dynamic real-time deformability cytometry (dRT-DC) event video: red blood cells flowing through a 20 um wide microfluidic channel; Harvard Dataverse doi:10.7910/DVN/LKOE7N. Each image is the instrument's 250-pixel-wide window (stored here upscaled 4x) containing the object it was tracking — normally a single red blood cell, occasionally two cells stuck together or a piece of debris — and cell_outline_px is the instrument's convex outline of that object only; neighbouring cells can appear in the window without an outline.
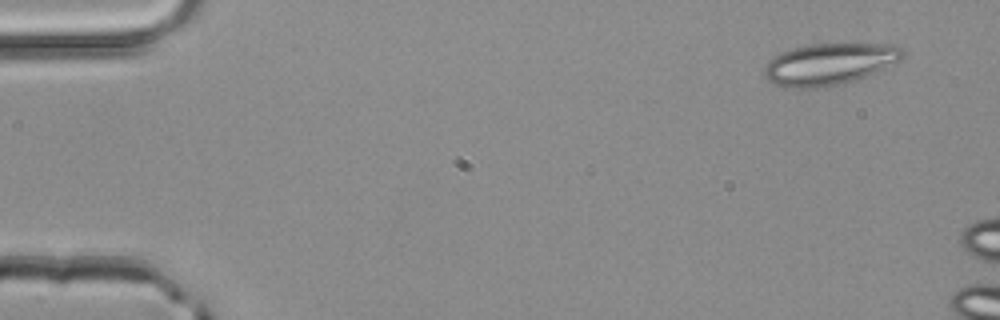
{"species": "common noctule bat (a hibernating species)", "species_latin": "Nyctalus noctula", "temperature_condition": "room temperature", "stored_images_in_passage": 3, "camera_frame_rate_fps": 3000, "um_per_image_px": 0.085, "animal": {"sex": "male", "body_mass_g": 20.4}, "frame": {"image": 1, "passage_image": 1, "time_ms": 0.0, "image_size_px": [1000, 320], "cell_outline_px": [[908, 52], [900, 60], [876, 72], [844, 84], [828, 88], [792, 88], [776, 84], [768, 80], [764, 76], [764, 68], [768, 60], [792, 48], [812, 44], [892, 44]], "centroid_in_image_um": [70.52, 5.46], "position_along_channel_um": 14.5, "area_um2": 33.64}}